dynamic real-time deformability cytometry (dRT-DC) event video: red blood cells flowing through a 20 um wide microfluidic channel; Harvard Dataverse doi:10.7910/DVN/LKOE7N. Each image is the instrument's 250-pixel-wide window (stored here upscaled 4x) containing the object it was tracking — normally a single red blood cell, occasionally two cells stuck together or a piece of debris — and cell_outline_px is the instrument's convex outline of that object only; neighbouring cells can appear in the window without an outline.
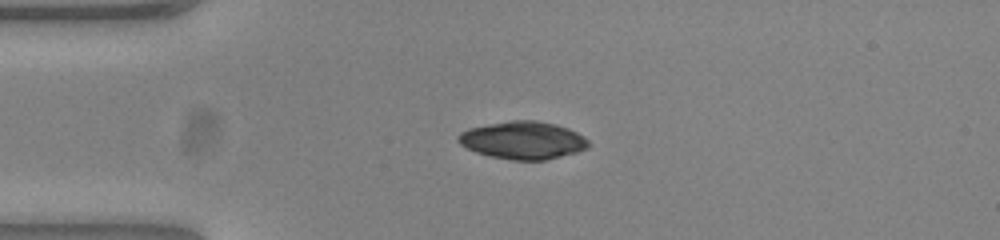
{"species": "common noctule bat (a hibernating species)", "species_latin": "Nyctalus noctula", "temperature_condition": "warm", "stored_images_in_passage": 52, "camera_frame_rate_fps": 3000, "um_per_image_px": 0.085, "animal": {"sex": "female", "body_mass_g": 23.0, "forearm_length_mm": 53.4}, "frame": {"image": 1, "passage_image": 12, "time_ms": 3.667, "image_size_px": [1000, 240], "cell_outline_px": [[588, 148], [576, 152], [544, 160], [512, 160], [492, 156], [476, 152], [460, 144], [456, 140], [456, 136], [460, 132], [468, 128], [512, 120], [536, 120], [556, 124], [568, 128], [584, 136], [588, 140]], "centroid_in_image_um": [44.44, 11.91], "position_along_channel_um": 40.6, "area_um2": 28.5}}
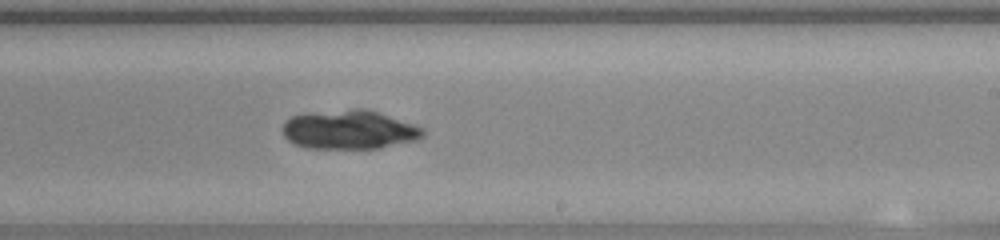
{"frame": {"image": 2, "passage_image": 31, "time_ms": 10.0, "image_size_px": [1000, 240], "cell_outline_px": [[424, 136], [416, 140], [380, 148], [304, 148], [292, 144], [284, 136], [284, 120], [292, 116], [352, 108], [364, 108], [424, 128]], "centroid_in_image_um": [29.67, 11.04], "position_along_channel_um": 259.3, "area_um2": 31.56}}
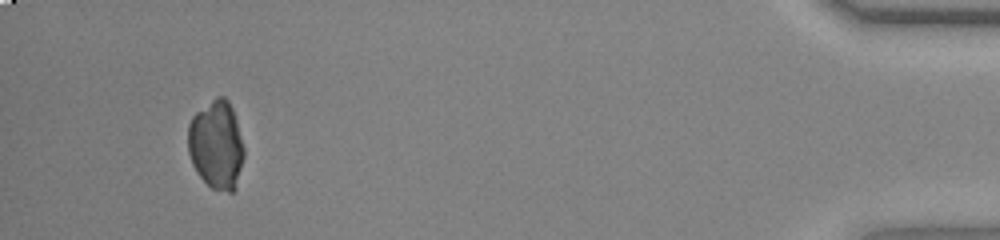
{"frame": {"image": 3, "passage_image": 49, "time_ms": 16.0, "image_size_px": [1000, 240], "cell_outline_px": [[244, 156], [236, 188], [232, 192], [228, 192], [212, 188], [196, 172], [192, 164], [188, 152], [188, 124], [192, 116], [196, 112], [216, 96], [224, 96], [228, 100], [232, 108], [236, 120], [244, 148]], "centroid_in_image_um": [18.38, 12.3], "position_along_channel_um": 416.8, "area_um2": 28.96}}